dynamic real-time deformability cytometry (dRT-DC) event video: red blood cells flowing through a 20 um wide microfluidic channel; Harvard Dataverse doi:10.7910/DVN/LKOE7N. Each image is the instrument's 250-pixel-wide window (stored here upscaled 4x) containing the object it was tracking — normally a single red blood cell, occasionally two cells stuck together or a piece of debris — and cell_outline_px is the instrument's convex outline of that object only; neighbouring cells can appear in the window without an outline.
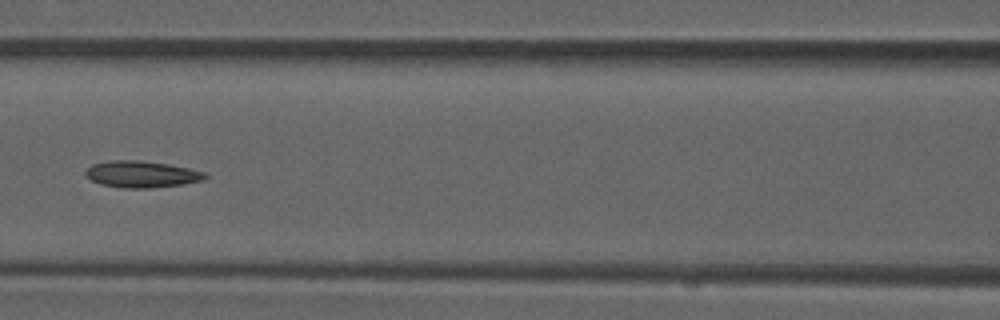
{"species": "common noctule bat (a hibernating species)", "species_latin": "Nyctalus noctula", "temperature_condition": "room temperature", "stored_images_in_passage": 5, "camera_frame_rate_fps": 3000, "um_per_image_px": 0.085, "animal": {"sex": "male", "forearm_length_mm": 52.5}, "frame": {"image": 1, "passage_image": 4, "time_ms": 1.0, "image_size_px": [1000, 320], "cell_outline_px": [[208, 176], [204, 180], [180, 184], [148, 188], [120, 188], [100, 184], [84, 176], [84, 172], [92, 164], [108, 160], [136, 160], [168, 164], [188, 168], [204, 172]], "centroid_in_image_um": [11.98, 14.81], "position_along_channel_um": 154.6, "area_um2": 18.5}}
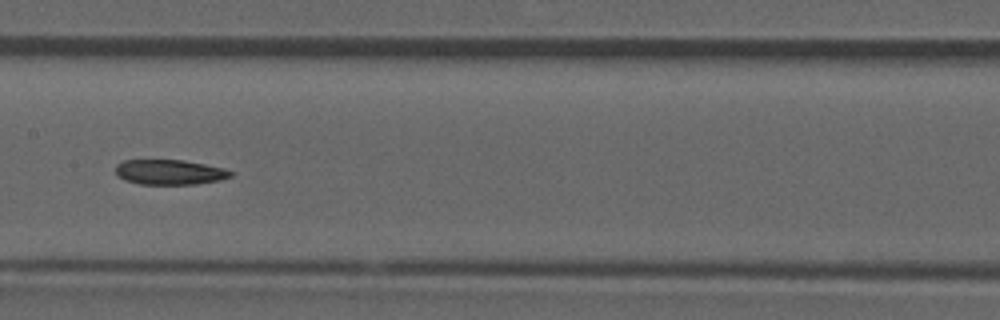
{"frame": {"image": 2, "passage_image": 5, "time_ms": 1.333, "image_size_px": [1000, 320], "cell_outline_px": [[236, 172], [232, 176], [220, 180], [196, 184], [140, 184], [124, 180], [116, 172], [116, 164], [124, 160], [184, 160], [224, 168]], "centroid_in_image_um": [14.46, 14.63], "position_along_channel_um": 192.9, "area_um2": 16.82}}